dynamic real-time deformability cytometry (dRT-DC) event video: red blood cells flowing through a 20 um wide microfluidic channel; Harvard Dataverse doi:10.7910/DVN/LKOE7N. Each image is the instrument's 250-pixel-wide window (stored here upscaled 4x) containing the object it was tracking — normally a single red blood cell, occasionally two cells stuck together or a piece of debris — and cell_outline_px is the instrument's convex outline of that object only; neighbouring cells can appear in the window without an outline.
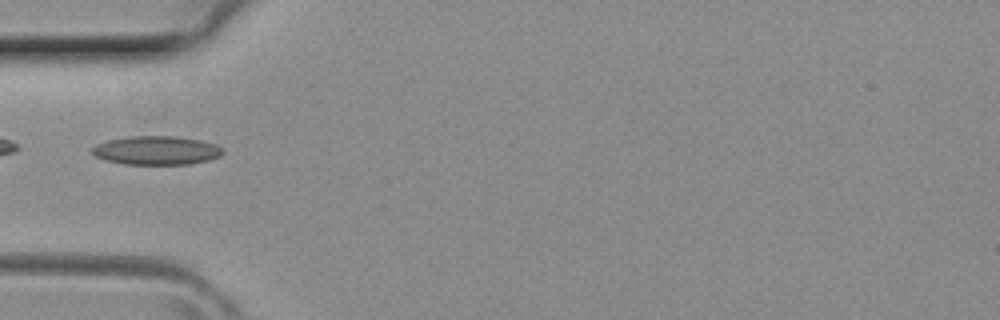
{"species": "common noctule bat (a hibernating species)", "species_latin": "Nyctalus noctula", "temperature_condition": "room temperature", "stored_images_in_passage": 4, "camera_frame_rate_fps": 3000, "um_per_image_px": 0.085, "animal": {"sex": "female", "body_mass_g": 29.2, "forearm_length_mm": 56.3}, "frame": {"image": 1, "passage_image": 4, "time_ms": 1.0, "image_size_px": [1000, 320], "cell_outline_px": [[224, 152], [220, 156], [208, 160], [188, 164], [124, 164], [104, 160], [96, 156], [92, 152], [92, 148], [96, 144], [108, 140], [128, 136], [176, 136], [200, 140], [216, 144], [224, 148]], "centroid_in_image_um": [13.31, 12.78], "position_along_channel_um": 71.7, "area_um2": 21.96}}